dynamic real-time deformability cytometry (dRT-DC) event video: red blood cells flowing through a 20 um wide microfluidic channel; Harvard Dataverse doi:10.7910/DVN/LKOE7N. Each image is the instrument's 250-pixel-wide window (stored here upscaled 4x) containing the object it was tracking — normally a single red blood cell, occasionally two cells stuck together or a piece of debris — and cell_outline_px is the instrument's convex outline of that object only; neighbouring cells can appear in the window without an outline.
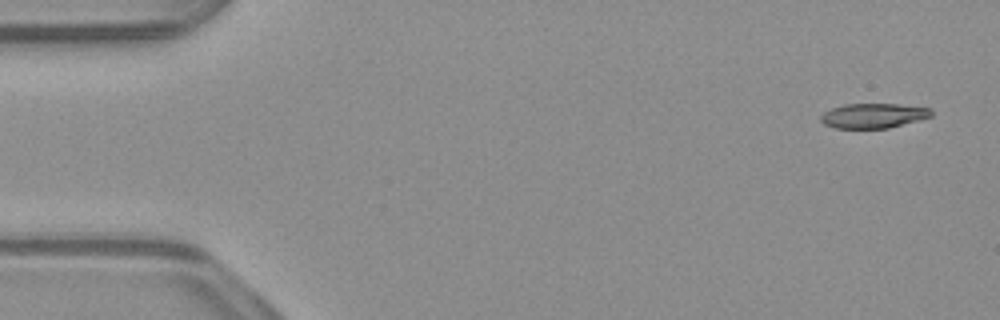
{"species": "common noctule bat (a hibernating species)", "species_latin": "Nyctalus noctula", "temperature_condition": "warm", "stored_images_in_passage": 51, "camera_frame_rate_fps": 3000, "um_per_image_px": 0.085, "animal": {"sex": "male", "body_mass_g": 23.1, "forearm_length_mm": 52.7}, "frame": {"image": 1, "passage_image": 1, "time_ms": 0.0, "image_size_px": [1000, 320], "cell_outline_px": [[932, 116], [888, 128], [836, 128], [824, 124], [820, 120], [820, 116], [824, 112], [832, 108], [844, 104], [900, 104], [932, 108]], "centroid_in_image_um": [74.23, 9.82], "position_along_channel_um": 10.8, "area_um2": 15.9}}
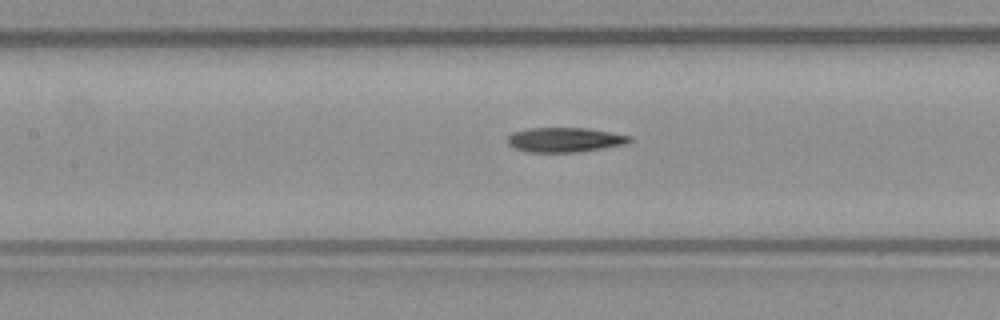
{"frame": {"image": 2, "passage_image": 22, "time_ms": 7.0, "image_size_px": [1000, 320], "cell_outline_px": [[632, 140], [628, 144], [580, 152], [528, 152], [516, 148], [508, 144], [508, 136], [512, 132], [528, 128], [588, 128], [632, 136]], "centroid_in_image_um": [48.04, 11.88], "position_along_channel_um": 159.4, "area_um2": 17.63}}
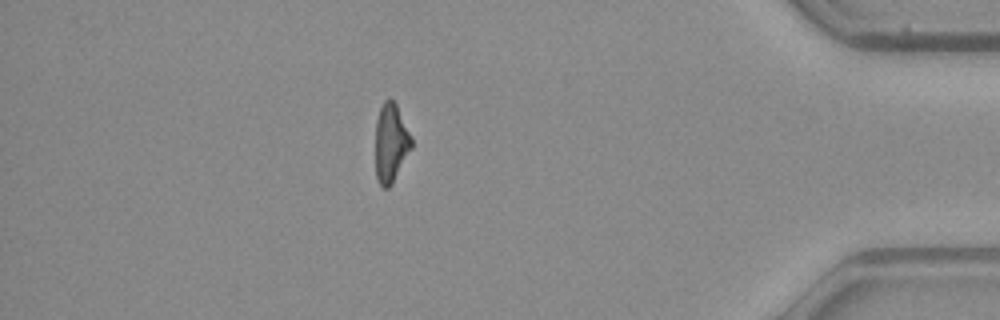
{"frame": {"image": 3, "passage_image": 44, "time_ms": 14.333, "image_size_px": [1000, 320], "cell_outline_px": [[412, 148], [392, 184], [388, 188], [384, 188], [376, 180], [376, 120], [380, 108], [384, 100], [392, 100], [396, 104], [412, 136]], "centroid_in_image_um": [33.23, 12.17], "position_along_channel_um": 402.0, "area_um2": 16.53}, "authors_computed_cell_mechanics": {"area_um2": 17.629, "velocity_mm_per_s": 3.9485, "shape_relaxation_time_tau1_ms": 3.0242, "shape_relaxation_time_tau2_ms": 7.5163, "deformation_change_tau1": 0.1656, "deformation_change_tau2": 0.2213}}